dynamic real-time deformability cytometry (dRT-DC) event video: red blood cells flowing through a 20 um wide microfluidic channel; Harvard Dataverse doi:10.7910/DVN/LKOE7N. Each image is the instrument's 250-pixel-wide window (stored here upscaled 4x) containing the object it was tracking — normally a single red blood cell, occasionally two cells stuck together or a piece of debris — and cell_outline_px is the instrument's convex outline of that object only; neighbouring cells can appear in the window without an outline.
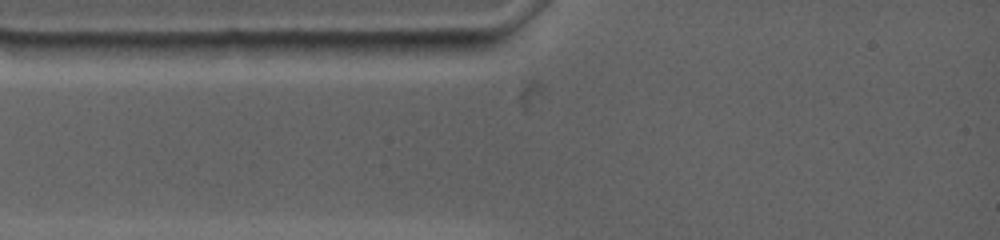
{"species": "common noctule bat (a hibernating species)", "species_latin": "Nyctalus noctula", "temperature_condition": "warm", "stored_images_in_passage": 1, "camera_frame_rate_fps": 4500, "um_per_image_px": 0.085, "animal": {"sex": "female", "body_mass_g": 19.0, "forearm_length_mm": 53.3}, "frame": {"image": 1, "passage_image": 1, "time_ms": 0.0, "image_size_px": [1000, 240], "cell_outline_px": [[196, 44], [184, 52], [108, 60], [48, 60], [32, 44], [76, 40]], "centroid_in_image_um": [9.01, 4.23], "position_along_channel_um": 76.0, "area_um2": 17.17}}